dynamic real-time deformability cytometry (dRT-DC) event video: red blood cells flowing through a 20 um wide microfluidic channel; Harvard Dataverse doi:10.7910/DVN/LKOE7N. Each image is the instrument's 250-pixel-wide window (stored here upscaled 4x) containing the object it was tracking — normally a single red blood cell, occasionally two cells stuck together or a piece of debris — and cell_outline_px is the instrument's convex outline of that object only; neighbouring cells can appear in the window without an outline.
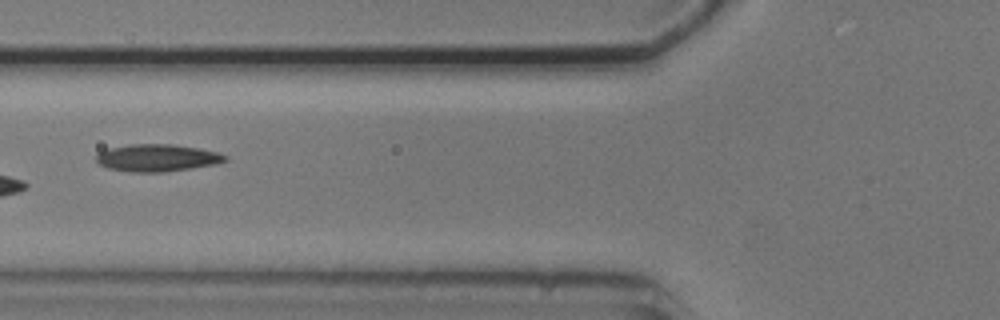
{"species": "common noctule bat (a hibernating species)", "species_latin": "Nyctalus noctula", "temperature_condition": "cold", "stored_images_in_passage": 10, "camera_frame_rate_fps": 3000, "um_per_image_px": 0.085, "animal": {"sex": "male", "body_mass_g": 20.5, "forearm_length_mm": 52.5}, "frame": {"image": 1, "passage_image": 7, "time_ms": 7.0, "image_size_px": [1000, 320], "cell_outline_px": [[228, 160], [216, 164], [192, 168], [164, 172], [132, 172], [108, 168], [100, 164], [96, 160], [96, 156], [100, 152], [112, 148], [128, 144], [172, 144], [200, 148], [216, 152], [228, 156]], "centroid_in_image_um": [13.4, 13.42], "position_along_channel_um": 112.4, "area_um2": 20.4}}